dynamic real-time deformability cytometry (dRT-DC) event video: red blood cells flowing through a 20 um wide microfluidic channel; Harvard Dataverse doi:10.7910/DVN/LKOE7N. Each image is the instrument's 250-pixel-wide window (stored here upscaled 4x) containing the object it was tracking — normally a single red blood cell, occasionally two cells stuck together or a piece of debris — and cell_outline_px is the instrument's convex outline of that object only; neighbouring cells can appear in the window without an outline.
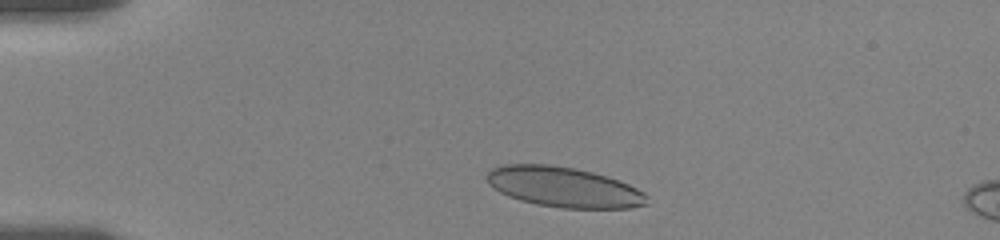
{"species": "human", "species_latin": "Homo sapiens", "temperature_condition": "room temperature", "stored_images_in_passage": 46, "camera_frame_rate_fps": 3000, "um_per_image_px": 0.085, "donor": {"sex": "female"}, "frame": {"image": 1, "passage_image": 5, "time_ms": 1.0, "image_size_px": [1000, 240], "cell_outline_px": [[648, 204], [628, 208], [560, 208], [536, 204], [520, 200], [508, 196], [492, 188], [488, 184], [484, 176], [492, 168], [504, 164], [552, 164], [576, 168], [608, 176], [620, 180], [644, 192], [648, 196]], "centroid_in_image_um": [47.9, 15.89], "position_along_channel_um": 37.1, "area_um2": 37.92}}
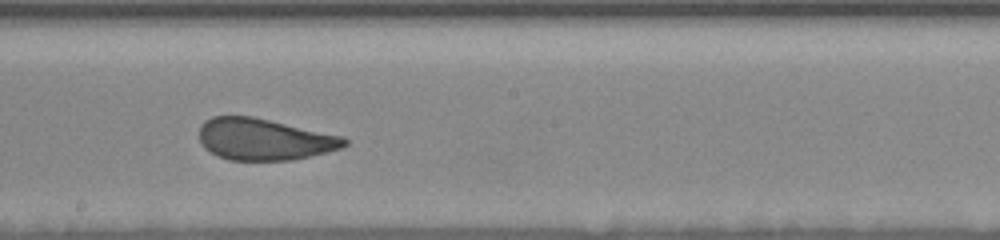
{"frame": {"image": 2, "passage_image": 29, "time_ms": 7.667, "image_size_px": [1000, 240], "cell_outline_px": [[348, 144], [340, 148], [328, 152], [292, 160], [228, 160], [216, 156], [204, 148], [200, 144], [200, 124], [204, 120], [212, 116], [252, 116], [344, 136], [348, 140]], "centroid_in_image_um": [22.44, 11.84], "position_along_channel_um": 225.8, "area_um2": 35.49}}
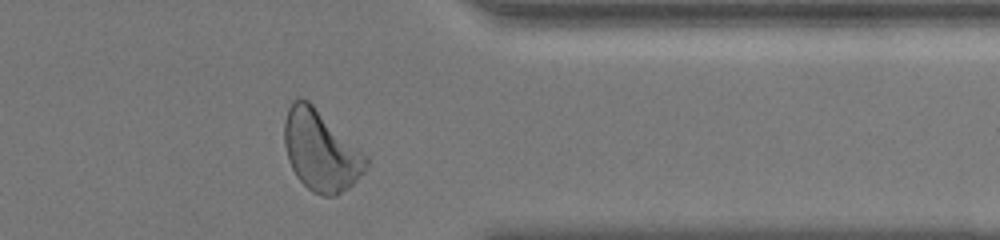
{"frame": {"image": 3, "passage_image": 43, "time_ms": 12.333, "image_size_px": [1000, 240], "cell_outline_px": [[368, 168], [348, 188], [336, 196], [324, 196], [312, 192], [296, 176], [288, 160], [284, 144], [284, 120], [288, 108], [292, 100], [300, 96], [308, 100], [364, 152], [368, 156]], "centroid_in_image_um": [27.26, 12.8], "position_along_channel_um": 384.1, "area_um2": 38.49}, "authors_computed_cell_mechanics": {"area_um2": 36.992, "velocity_mm_per_s": 3.5298, "shape_relaxation_time_tau1_ms": 4.1388, "shape_relaxation_time_tau2_ms": 0.9193, "deformation_change_tau1": 0.1418, "deformation_change_tau2": 0.0684}}